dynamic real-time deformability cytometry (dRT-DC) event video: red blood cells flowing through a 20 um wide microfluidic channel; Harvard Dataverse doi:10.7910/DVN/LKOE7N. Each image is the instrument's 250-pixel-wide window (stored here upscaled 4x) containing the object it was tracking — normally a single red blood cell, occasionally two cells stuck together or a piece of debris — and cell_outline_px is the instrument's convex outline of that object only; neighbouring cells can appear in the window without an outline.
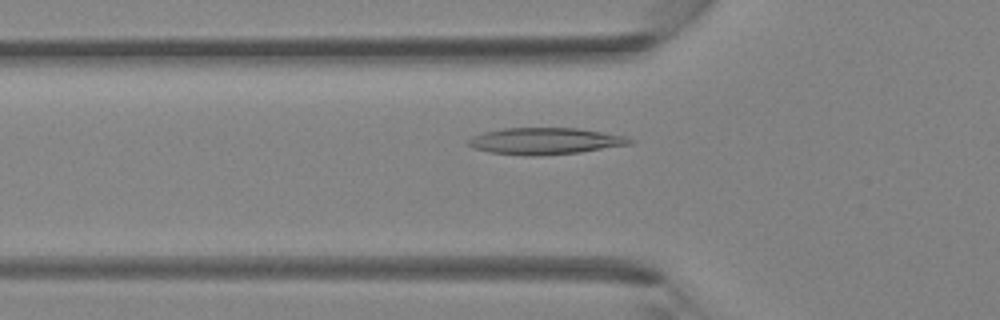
{"species": "Egyptian fruit bat (a non-hibernating species)", "species_latin": "Rousettus aegyptiacus", "temperature_condition": "room temperature", "stored_images_in_passage": 41, "camera_frame_rate_fps": 3000, "um_per_image_px": 0.085, "animal": {"sex": "female"}, "frame": {"image": 1, "passage_image": 14, "time_ms": 4.333, "image_size_px": [1000, 320], "cell_outline_px": [[636, 140], [632, 144], [580, 152], [540, 156], [524, 156], [488, 152], [472, 148], [464, 144], [472, 136], [484, 132], [504, 128], [576, 128], [624, 136]], "centroid_in_image_um": [46.28, 12.0], "position_along_channel_um": 79.5, "area_um2": 25.26}}
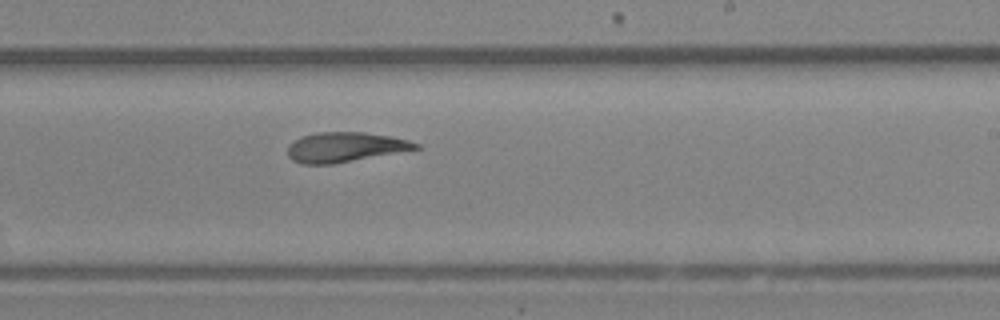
{"frame": {"image": 2, "passage_image": 25, "time_ms": 8.0, "image_size_px": [1000, 320], "cell_outline_px": [[420, 148], [332, 164], [300, 164], [292, 160], [288, 156], [288, 144], [300, 136], [316, 132], [364, 132], [388, 136], [408, 140], [420, 144]], "centroid_in_image_um": [29.26, 12.5], "position_along_channel_um": 259.7, "area_um2": 22.14}}
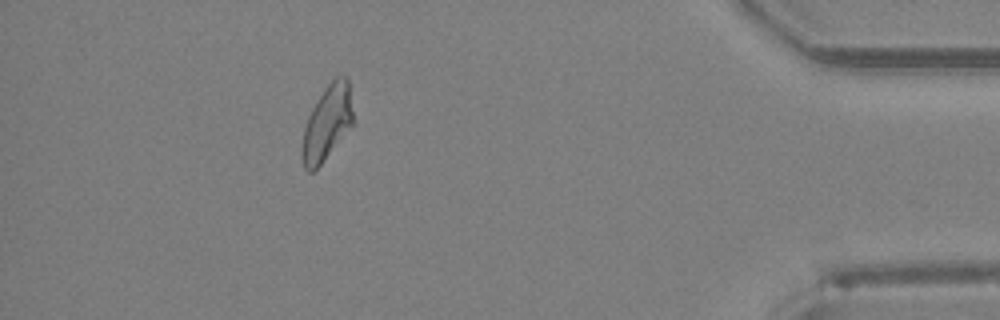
{"frame": {"image": 3, "passage_image": 37, "time_ms": 12.0, "image_size_px": [1000, 320], "cell_outline_px": [[356, 124], [320, 164], [312, 172], [308, 172], [304, 168], [300, 152], [304, 128], [308, 116], [312, 108], [328, 84], [336, 76], [344, 76], [348, 80]], "centroid_in_image_um": [27.84, 10.47], "position_along_channel_um": 407.4, "area_um2": 22.6}}